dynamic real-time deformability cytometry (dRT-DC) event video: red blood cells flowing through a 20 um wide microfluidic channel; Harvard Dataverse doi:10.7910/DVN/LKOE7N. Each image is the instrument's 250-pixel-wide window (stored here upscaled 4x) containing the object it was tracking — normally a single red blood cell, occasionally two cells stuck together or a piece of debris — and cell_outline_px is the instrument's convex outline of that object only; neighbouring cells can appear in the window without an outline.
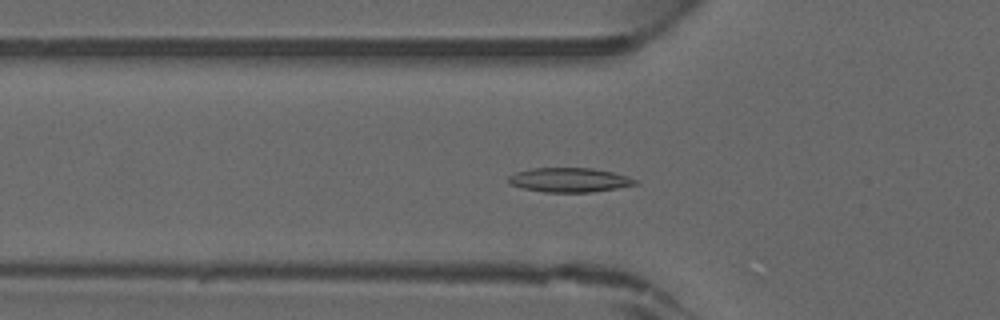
{"species": "common noctule bat (a hibernating species)", "species_latin": "Nyctalus noctula", "temperature_condition": "warm", "stored_images_in_passage": 40, "camera_frame_rate_fps": 3000, "um_per_image_px": 0.085, "animal": {"sex": "male", "forearm_length_mm": 52.5}, "frame": {"image": 1, "passage_image": 10, "time_ms": 3.0, "image_size_px": [1000, 320], "cell_outline_px": [[636, 184], [616, 188], [592, 192], [544, 192], [524, 188], [508, 184], [508, 176], [516, 172], [532, 168], [592, 168], [612, 172], [628, 176], [636, 180]], "centroid_in_image_um": [48.36, 15.29], "position_along_channel_um": 77.4, "area_um2": 17.86}}
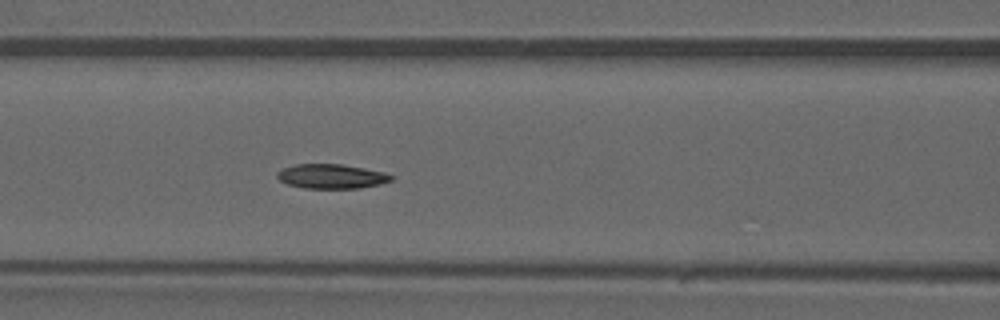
{"frame": {"image": 2, "passage_image": 14, "time_ms": 4.333, "image_size_px": [1000, 320], "cell_outline_px": [[396, 176], [392, 180], [380, 184], [360, 188], [304, 188], [288, 184], [280, 180], [276, 176], [276, 172], [284, 168], [296, 164], [340, 164], [364, 168], [384, 172]], "centroid_in_image_um": [28.2, 14.99], "position_along_channel_um": 138.4, "area_um2": 16.24}}
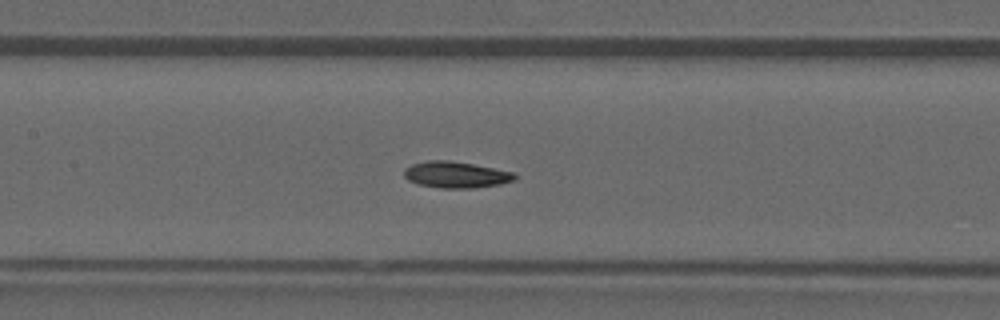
{"frame": {"image": 3, "passage_image": 16, "time_ms": 5.0, "image_size_px": [1000, 320], "cell_outline_px": [[516, 180], [500, 184], [472, 188], [440, 188], [416, 184], [408, 180], [404, 176], [404, 168], [412, 164], [428, 160], [448, 160], [472, 164], [516, 172]], "centroid_in_image_um": [38.75, 14.85], "position_along_channel_um": 168.7, "area_um2": 17.11}}